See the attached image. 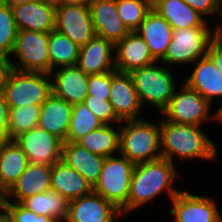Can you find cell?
Masks as SVG:
<instances>
[{"mask_svg":"<svg viewBox=\"0 0 222 222\" xmlns=\"http://www.w3.org/2000/svg\"><path fill=\"white\" fill-rule=\"evenodd\" d=\"M201 126L177 124L160 120V141L162 158L174 163L175 157L183 159L216 160L215 143L206 136Z\"/></svg>","mask_w":222,"mask_h":222,"instance_id":"6da1fadb","label":"cell"},{"mask_svg":"<svg viewBox=\"0 0 222 222\" xmlns=\"http://www.w3.org/2000/svg\"><path fill=\"white\" fill-rule=\"evenodd\" d=\"M176 177L174 163L165 158L136 164L130 183L128 212L152 201L165 190L172 200L180 192L172 186Z\"/></svg>","mask_w":222,"mask_h":222,"instance_id":"7a4b0ae2","label":"cell"},{"mask_svg":"<svg viewBox=\"0 0 222 222\" xmlns=\"http://www.w3.org/2000/svg\"><path fill=\"white\" fill-rule=\"evenodd\" d=\"M120 128L119 154L133 164L145 163L162 158L160 141V121L125 120ZM159 151V152H158Z\"/></svg>","mask_w":222,"mask_h":222,"instance_id":"3957f363","label":"cell"},{"mask_svg":"<svg viewBox=\"0 0 222 222\" xmlns=\"http://www.w3.org/2000/svg\"><path fill=\"white\" fill-rule=\"evenodd\" d=\"M45 72L9 71L3 93L9 108L42 105L52 94V80Z\"/></svg>","mask_w":222,"mask_h":222,"instance_id":"277c9868","label":"cell"},{"mask_svg":"<svg viewBox=\"0 0 222 222\" xmlns=\"http://www.w3.org/2000/svg\"><path fill=\"white\" fill-rule=\"evenodd\" d=\"M141 105L152 104L162 112L174 95L176 80L169 69L153 63L129 72Z\"/></svg>","mask_w":222,"mask_h":222,"instance_id":"5b68a950","label":"cell"},{"mask_svg":"<svg viewBox=\"0 0 222 222\" xmlns=\"http://www.w3.org/2000/svg\"><path fill=\"white\" fill-rule=\"evenodd\" d=\"M135 164L120 155L105 157L98 182L93 191L112 202L121 214L128 213V196Z\"/></svg>","mask_w":222,"mask_h":222,"instance_id":"8992f818","label":"cell"},{"mask_svg":"<svg viewBox=\"0 0 222 222\" xmlns=\"http://www.w3.org/2000/svg\"><path fill=\"white\" fill-rule=\"evenodd\" d=\"M213 40L209 27H192L176 29L164 57L163 65L194 63L206 56L208 46ZM182 63V64H181Z\"/></svg>","mask_w":222,"mask_h":222,"instance_id":"52a82bcc","label":"cell"},{"mask_svg":"<svg viewBox=\"0 0 222 222\" xmlns=\"http://www.w3.org/2000/svg\"><path fill=\"white\" fill-rule=\"evenodd\" d=\"M49 33L18 30L12 56L17 62H10L11 68L19 71L45 72L50 74L48 53Z\"/></svg>","mask_w":222,"mask_h":222,"instance_id":"ba28073f","label":"cell"},{"mask_svg":"<svg viewBox=\"0 0 222 222\" xmlns=\"http://www.w3.org/2000/svg\"><path fill=\"white\" fill-rule=\"evenodd\" d=\"M181 88L179 92L175 90L167 107L161 112L164 120L201 126L210 119L211 104L185 83Z\"/></svg>","mask_w":222,"mask_h":222,"instance_id":"9c48e42d","label":"cell"},{"mask_svg":"<svg viewBox=\"0 0 222 222\" xmlns=\"http://www.w3.org/2000/svg\"><path fill=\"white\" fill-rule=\"evenodd\" d=\"M54 29L80 47L96 36L89 6L82 4L56 3Z\"/></svg>","mask_w":222,"mask_h":222,"instance_id":"30bf717a","label":"cell"},{"mask_svg":"<svg viewBox=\"0 0 222 222\" xmlns=\"http://www.w3.org/2000/svg\"><path fill=\"white\" fill-rule=\"evenodd\" d=\"M14 141L26 154L29 163L52 166L61 161L64 142L39 126L20 134Z\"/></svg>","mask_w":222,"mask_h":222,"instance_id":"8fae6325","label":"cell"},{"mask_svg":"<svg viewBox=\"0 0 222 222\" xmlns=\"http://www.w3.org/2000/svg\"><path fill=\"white\" fill-rule=\"evenodd\" d=\"M171 202L174 222H218L222 218L216 203L206 196L180 191Z\"/></svg>","mask_w":222,"mask_h":222,"instance_id":"7c38bea8","label":"cell"},{"mask_svg":"<svg viewBox=\"0 0 222 222\" xmlns=\"http://www.w3.org/2000/svg\"><path fill=\"white\" fill-rule=\"evenodd\" d=\"M119 215L121 211L112 202L92 191L69 201L65 222H115Z\"/></svg>","mask_w":222,"mask_h":222,"instance_id":"4fadbf2b","label":"cell"},{"mask_svg":"<svg viewBox=\"0 0 222 222\" xmlns=\"http://www.w3.org/2000/svg\"><path fill=\"white\" fill-rule=\"evenodd\" d=\"M110 102L121 121L140 119L142 105L129 73L111 72Z\"/></svg>","mask_w":222,"mask_h":222,"instance_id":"5bb4252c","label":"cell"},{"mask_svg":"<svg viewBox=\"0 0 222 222\" xmlns=\"http://www.w3.org/2000/svg\"><path fill=\"white\" fill-rule=\"evenodd\" d=\"M18 30L50 33L55 28L56 3L36 0L12 6Z\"/></svg>","mask_w":222,"mask_h":222,"instance_id":"9a60e30c","label":"cell"},{"mask_svg":"<svg viewBox=\"0 0 222 222\" xmlns=\"http://www.w3.org/2000/svg\"><path fill=\"white\" fill-rule=\"evenodd\" d=\"M114 43L95 36L80 47L77 66L86 75L103 74L116 71Z\"/></svg>","mask_w":222,"mask_h":222,"instance_id":"2e32d148","label":"cell"},{"mask_svg":"<svg viewBox=\"0 0 222 222\" xmlns=\"http://www.w3.org/2000/svg\"><path fill=\"white\" fill-rule=\"evenodd\" d=\"M116 71L127 72L157 62L148 45L137 31H130L114 44Z\"/></svg>","mask_w":222,"mask_h":222,"instance_id":"e0dca14e","label":"cell"},{"mask_svg":"<svg viewBox=\"0 0 222 222\" xmlns=\"http://www.w3.org/2000/svg\"><path fill=\"white\" fill-rule=\"evenodd\" d=\"M56 69L50 73L52 93L73 105L84 102L88 95L89 75H86L77 65Z\"/></svg>","mask_w":222,"mask_h":222,"instance_id":"ac0fdd59","label":"cell"},{"mask_svg":"<svg viewBox=\"0 0 222 222\" xmlns=\"http://www.w3.org/2000/svg\"><path fill=\"white\" fill-rule=\"evenodd\" d=\"M89 9L96 36L115 44L130 32L118 14L116 0H92Z\"/></svg>","mask_w":222,"mask_h":222,"instance_id":"d6986e66","label":"cell"},{"mask_svg":"<svg viewBox=\"0 0 222 222\" xmlns=\"http://www.w3.org/2000/svg\"><path fill=\"white\" fill-rule=\"evenodd\" d=\"M51 171L52 166L29 163L7 191V200L12 197L14 203H20L27 197L51 190Z\"/></svg>","mask_w":222,"mask_h":222,"instance_id":"ffe728a7","label":"cell"},{"mask_svg":"<svg viewBox=\"0 0 222 222\" xmlns=\"http://www.w3.org/2000/svg\"><path fill=\"white\" fill-rule=\"evenodd\" d=\"M195 68L184 82L189 88L197 91L210 104L214 97L222 103V74L206 55L194 62ZM220 98V99H219Z\"/></svg>","mask_w":222,"mask_h":222,"instance_id":"44dd1931","label":"cell"},{"mask_svg":"<svg viewBox=\"0 0 222 222\" xmlns=\"http://www.w3.org/2000/svg\"><path fill=\"white\" fill-rule=\"evenodd\" d=\"M72 108L73 104L67 103L52 93L41 105L37 126L66 142Z\"/></svg>","mask_w":222,"mask_h":222,"instance_id":"7402d4cb","label":"cell"},{"mask_svg":"<svg viewBox=\"0 0 222 222\" xmlns=\"http://www.w3.org/2000/svg\"><path fill=\"white\" fill-rule=\"evenodd\" d=\"M136 31L148 45L153 58L156 61H160L172 40L173 29L171 25L151 9Z\"/></svg>","mask_w":222,"mask_h":222,"instance_id":"603a6c76","label":"cell"},{"mask_svg":"<svg viewBox=\"0 0 222 222\" xmlns=\"http://www.w3.org/2000/svg\"><path fill=\"white\" fill-rule=\"evenodd\" d=\"M61 161L76 170L94 187L99 180L105 157L93 154L76 142H64Z\"/></svg>","mask_w":222,"mask_h":222,"instance_id":"cb8c5ba5","label":"cell"},{"mask_svg":"<svg viewBox=\"0 0 222 222\" xmlns=\"http://www.w3.org/2000/svg\"><path fill=\"white\" fill-rule=\"evenodd\" d=\"M152 9L166 19L173 30L208 27V21L183 0H152Z\"/></svg>","mask_w":222,"mask_h":222,"instance_id":"d4e9b609","label":"cell"},{"mask_svg":"<svg viewBox=\"0 0 222 222\" xmlns=\"http://www.w3.org/2000/svg\"><path fill=\"white\" fill-rule=\"evenodd\" d=\"M50 183L51 190L58 192L69 201L93 191L90 183L63 161L56 162L52 165Z\"/></svg>","mask_w":222,"mask_h":222,"instance_id":"484cf974","label":"cell"},{"mask_svg":"<svg viewBox=\"0 0 222 222\" xmlns=\"http://www.w3.org/2000/svg\"><path fill=\"white\" fill-rule=\"evenodd\" d=\"M26 154L14 140L0 144V184L8 191L28 166Z\"/></svg>","mask_w":222,"mask_h":222,"instance_id":"4316f807","label":"cell"},{"mask_svg":"<svg viewBox=\"0 0 222 222\" xmlns=\"http://www.w3.org/2000/svg\"><path fill=\"white\" fill-rule=\"evenodd\" d=\"M20 203L36 215L53 217L59 222L68 215L69 200L54 190L27 197Z\"/></svg>","mask_w":222,"mask_h":222,"instance_id":"83f0119b","label":"cell"},{"mask_svg":"<svg viewBox=\"0 0 222 222\" xmlns=\"http://www.w3.org/2000/svg\"><path fill=\"white\" fill-rule=\"evenodd\" d=\"M80 46L74 43L67 35L57 30L49 33L48 53L50 59V73L55 68L74 66L77 64Z\"/></svg>","mask_w":222,"mask_h":222,"instance_id":"f1b7e54d","label":"cell"},{"mask_svg":"<svg viewBox=\"0 0 222 222\" xmlns=\"http://www.w3.org/2000/svg\"><path fill=\"white\" fill-rule=\"evenodd\" d=\"M120 128L114 129L111 125H103L99 129L89 132L76 143L93 154L109 157L119 153Z\"/></svg>","mask_w":222,"mask_h":222,"instance_id":"f546056e","label":"cell"},{"mask_svg":"<svg viewBox=\"0 0 222 222\" xmlns=\"http://www.w3.org/2000/svg\"><path fill=\"white\" fill-rule=\"evenodd\" d=\"M40 105H26L17 108H9L8 128L5 134L6 140H14L22 133L38 125Z\"/></svg>","mask_w":222,"mask_h":222,"instance_id":"4dcf8cb0","label":"cell"},{"mask_svg":"<svg viewBox=\"0 0 222 222\" xmlns=\"http://www.w3.org/2000/svg\"><path fill=\"white\" fill-rule=\"evenodd\" d=\"M105 125L85 105L84 102L73 105L71 122L66 142H77L83 136Z\"/></svg>","mask_w":222,"mask_h":222,"instance_id":"1f68e13d","label":"cell"},{"mask_svg":"<svg viewBox=\"0 0 222 222\" xmlns=\"http://www.w3.org/2000/svg\"><path fill=\"white\" fill-rule=\"evenodd\" d=\"M116 5L123 23L130 31H136L152 9V0H116Z\"/></svg>","mask_w":222,"mask_h":222,"instance_id":"d6a6232c","label":"cell"},{"mask_svg":"<svg viewBox=\"0 0 222 222\" xmlns=\"http://www.w3.org/2000/svg\"><path fill=\"white\" fill-rule=\"evenodd\" d=\"M18 34L11 6L0 1V55H12Z\"/></svg>","mask_w":222,"mask_h":222,"instance_id":"836d02e7","label":"cell"},{"mask_svg":"<svg viewBox=\"0 0 222 222\" xmlns=\"http://www.w3.org/2000/svg\"><path fill=\"white\" fill-rule=\"evenodd\" d=\"M85 105L89 110L105 125H110V122L121 123L122 121L116 116L110 100L87 95L84 100Z\"/></svg>","mask_w":222,"mask_h":222,"instance_id":"e575fe53","label":"cell"},{"mask_svg":"<svg viewBox=\"0 0 222 222\" xmlns=\"http://www.w3.org/2000/svg\"><path fill=\"white\" fill-rule=\"evenodd\" d=\"M6 209L8 210L12 222H59L53 217L36 215L21 203H14L7 200Z\"/></svg>","mask_w":222,"mask_h":222,"instance_id":"d590c367","label":"cell"},{"mask_svg":"<svg viewBox=\"0 0 222 222\" xmlns=\"http://www.w3.org/2000/svg\"><path fill=\"white\" fill-rule=\"evenodd\" d=\"M111 72L89 75L88 95L110 100Z\"/></svg>","mask_w":222,"mask_h":222,"instance_id":"8d00e7d4","label":"cell"},{"mask_svg":"<svg viewBox=\"0 0 222 222\" xmlns=\"http://www.w3.org/2000/svg\"><path fill=\"white\" fill-rule=\"evenodd\" d=\"M203 17L221 12V0H183Z\"/></svg>","mask_w":222,"mask_h":222,"instance_id":"74e56055","label":"cell"},{"mask_svg":"<svg viewBox=\"0 0 222 222\" xmlns=\"http://www.w3.org/2000/svg\"><path fill=\"white\" fill-rule=\"evenodd\" d=\"M206 55L211 59L214 66L219 69L222 74V46L212 40L208 46Z\"/></svg>","mask_w":222,"mask_h":222,"instance_id":"f35d334b","label":"cell"},{"mask_svg":"<svg viewBox=\"0 0 222 222\" xmlns=\"http://www.w3.org/2000/svg\"><path fill=\"white\" fill-rule=\"evenodd\" d=\"M9 106L4 97L3 90H0V129L6 134L8 128Z\"/></svg>","mask_w":222,"mask_h":222,"instance_id":"ab89813d","label":"cell"},{"mask_svg":"<svg viewBox=\"0 0 222 222\" xmlns=\"http://www.w3.org/2000/svg\"><path fill=\"white\" fill-rule=\"evenodd\" d=\"M11 59L0 55V90H3L8 73L11 70Z\"/></svg>","mask_w":222,"mask_h":222,"instance_id":"60d3db41","label":"cell"},{"mask_svg":"<svg viewBox=\"0 0 222 222\" xmlns=\"http://www.w3.org/2000/svg\"><path fill=\"white\" fill-rule=\"evenodd\" d=\"M219 16H222V10L219 13ZM213 41L218 43L220 46H222V25H217L214 29V32L212 33Z\"/></svg>","mask_w":222,"mask_h":222,"instance_id":"b9f144b4","label":"cell"},{"mask_svg":"<svg viewBox=\"0 0 222 222\" xmlns=\"http://www.w3.org/2000/svg\"><path fill=\"white\" fill-rule=\"evenodd\" d=\"M7 190L0 184V211L6 208Z\"/></svg>","mask_w":222,"mask_h":222,"instance_id":"7bdbcfd3","label":"cell"},{"mask_svg":"<svg viewBox=\"0 0 222 222\" xmlns=\"http://www.w3.org/2000/svg\"><path fill=\"white\" fill-rule=\"evenodd\" d=\"M3 3L8 4L9 6H14V5H19V4H23V3H27V2H33L36 0H0Z\"/></svg>","mask_w":222,"mask_h":222,"instance_id":"ee69618b","label":"cell"},{"mask_svg":"<svg viewBox=\"0 0 222 222\" xmlns=\"http://www.w3.org/2000/svg\"><path fill=\"white\" fill-rule=\"evenodd\" d=\"M0 222H12L10 214L6 208L0 211Z\"/></svg>","mask_w":222,"mask_h":222,"instance_id":"f6af8a7d","label":"cell"},{"mask_svg":"<svg viewBox=\"0 0 222 222\" xmlns=\"http://www.w3.org/2000/svg\"><path fill=\"white\" fill-rule=\"evenodd\" d=\"M61 2H64V3H74V4H82V5L89 6L90 3L92 2V0H61Z\"/></svg>","mask_w":222,"mask_h":222,"instance_id":"bcb514c9","label":"cell"},{"mask_svg":"<svg viewBox=\"0 0 222 222\" xmlns=\"http://www.w3.org/2000/svg\"><path fill=\"white\" fill-rule=\"evenodd\" d=\"M213 119H216L220 122H222V106L220 107V109H218V111L212 115Z\"/></svg>","mask_w":222,"mask_h":222,"instance_id":"7dc6e473","label":"cell"},{"mask_svg":"<svg viewBox=\"0 0 222 222\" xmlns=\"http://www.w3.org/2000/svg\"><path fill=\"white\" fill-rule=\"evenodd\" d=\"M6 140L5 133L0 129V144Z\"/></svg>","mask_w":222,"mask_h":222,"instance_id":"c3c4849f","label":"cell"},{"mask_svg":"<svg viewBox=\"0 0 222 222\" xmlns=\"http://www.w3.org/2000/svg\"><path fill=\"white\" fill-rule=\"evenodd\" d=\"M47 1H51V2H54V3H59V2H61V0H47Z\"/></svg>","mask_w":222,"mask_h":222,"instance_id":"681fc988","label":"cell"}]
</instances>
